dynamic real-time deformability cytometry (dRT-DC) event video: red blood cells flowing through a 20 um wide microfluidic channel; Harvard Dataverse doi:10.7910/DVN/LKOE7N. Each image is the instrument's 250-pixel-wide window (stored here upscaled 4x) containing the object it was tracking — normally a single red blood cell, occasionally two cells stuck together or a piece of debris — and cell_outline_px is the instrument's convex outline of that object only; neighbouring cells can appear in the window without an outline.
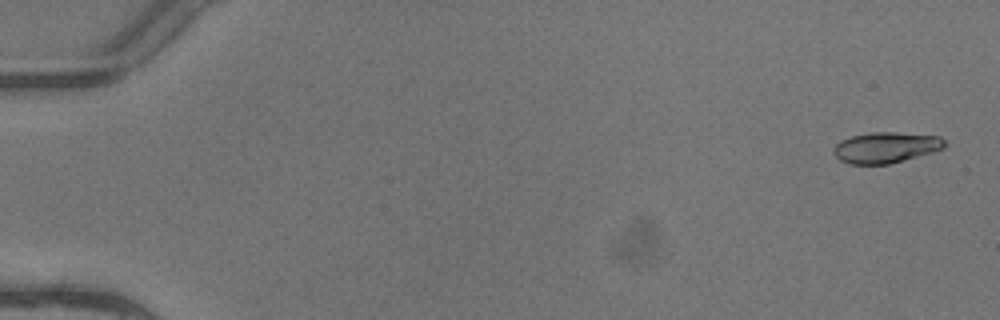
{"species": "common noctule bat (a hibernating species)", "species_latin": "Nyctalus noctula", "temperature_condition": "warm", "stored_images_in_passage": 4, "camera_frame_rate_fps": 3000, "um_per_image_px": 0.085, "animal": {"sex": "female"}, "frame": {"image": 1, "passage_image": 1, "time_ms": 0.0, "image_size_px": [1000, 320], "cell_outline_px": [[948, 144], [944, 148], [932, 152], [888, 164], [848, 164], [840, 160], [832, 152], [832, 148], [840, 140], [852, 136], [872, 132], [896, 132], [940, 136]], "centroid_in_image_um": [75.28, 12.53], "position_along_channel_um": 9.7, "area_um2": 20.0}}
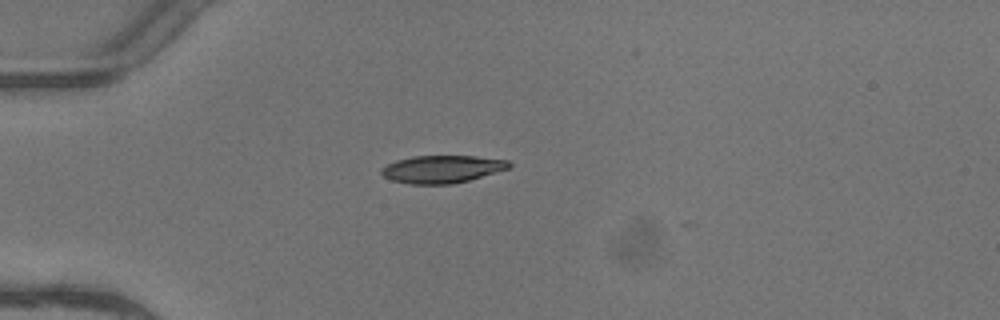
{"frame": {"image": 2, "passage_image": 4, "time_ms": 1.0, "image_size_px": [1000, 320], "cell_outline_px": [[512, 168], [468, 180], [452, 184], [408, 184], [392, 180], [384, 176], [380, 172], [380, 168], [396, 160], [412, 156], [476, 156], [508, 160], [512, 164]], "centroid_in_image_um": [37.59, 14.37], "position_along_channel_um": 47.4, "area_um2": 20.63}}